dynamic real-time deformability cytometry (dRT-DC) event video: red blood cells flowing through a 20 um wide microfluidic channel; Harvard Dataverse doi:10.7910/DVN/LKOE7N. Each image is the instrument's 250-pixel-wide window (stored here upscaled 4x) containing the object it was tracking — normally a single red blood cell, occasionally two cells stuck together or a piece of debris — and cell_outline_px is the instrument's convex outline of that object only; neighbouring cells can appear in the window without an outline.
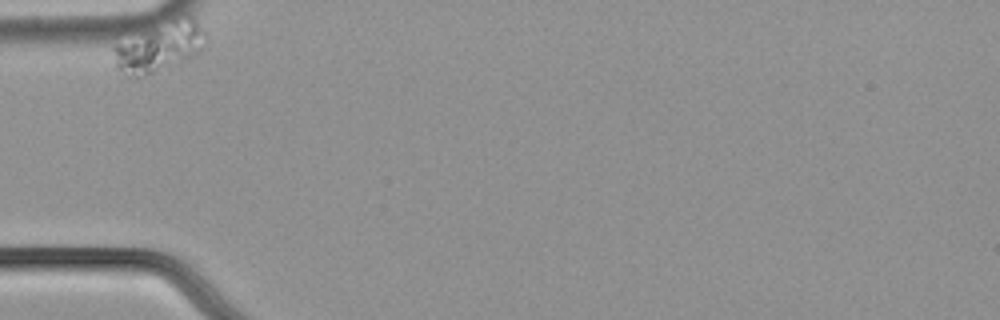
{"species": "common noctule bat (a hibernating species)", "species_latin": "Nyctalus noctula", "temperature_condition": "cold", "stored_images_in_passage": 36, "camera_frame_rate_fps": 3000, "um_per_image_px": 0.085, "animal": {"sex": "male", "body_mass_g": 21.5, "forearm_length_mm": 52.0}, "frame": {"image": 1, "passage_image": 1, "time_ms": 0.0, "image_size_px": [1000, 320], "cell_outline_px": [[208, 32], [204, 52], [180, 64], [144, 76], [128, 76], [116, 64], [112, 48], [116, 44], [168, 16], [180, 12], [188, 12]], "centroid_in_image_um": [13.71, 3.87], "position_along_channel_um": 71.3, "area_um2": 28.26}}
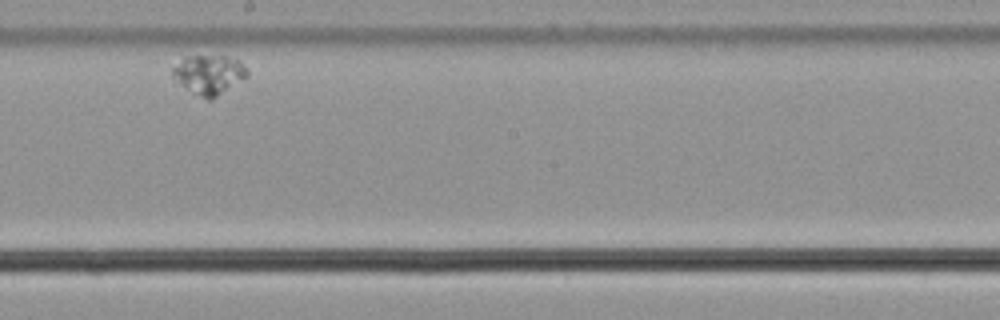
{"frame": {"image": 2, "passage_image": 21, "time_ms": 6.667, "image_size_px": [1000, 320], "cell_outline_px": [[248, 76], [212, 100], [208, 100], [192, 92], [172, 80], [172, 68], [184, 56], [228, 56], [236, 60], [248, 72]], "centroid_in_image_um": [17.7, 6.35], "position_along_channel_um": 230.5, "area_um2": 17.05}}
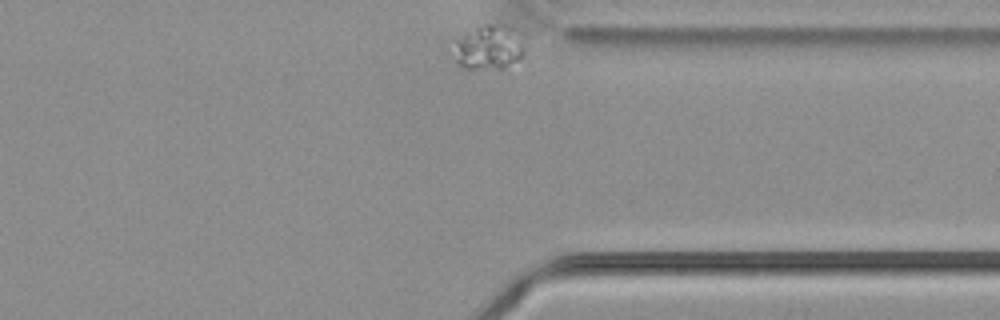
{"frame": {"image": 3, "passage_image": 36, "time_ms": 11.667, "image_size_px": [1000, 320], "cell_outline_px": [[524, 56], [520, 60], [504, 68], [468, 68], [456, 64], [452, 40], [464, 32], [484, 24], [508, 24], [524, 44]], "centroid_in_image_um": [41.5, 4.01], "position_along_channel_um": 369.9, "area_um2": 18.73}}